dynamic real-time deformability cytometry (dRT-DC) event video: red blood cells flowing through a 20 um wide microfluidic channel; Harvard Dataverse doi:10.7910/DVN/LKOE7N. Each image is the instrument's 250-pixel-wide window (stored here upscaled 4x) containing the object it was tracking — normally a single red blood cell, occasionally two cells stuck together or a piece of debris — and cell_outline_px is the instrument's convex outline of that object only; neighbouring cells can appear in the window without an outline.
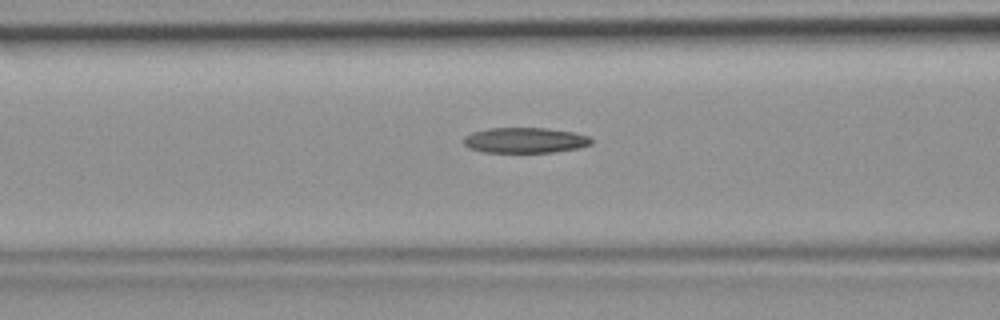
{"species": "common noctule bat (a hibernating species)", "species_latin": "Nyctalus noctula", "temperature_condition": "room temperature", "stored_images_in_passage": 40, "camera_frame_rate_fps": 3000, "um_per_image_px": 0.085, "animal": {"sex": "female", "body_mass_g": 19.9}, "frame": {"image": 1, "passage_image": 12, "time_ms": 3.667, "image_size_px": [1000, 320], "cell_outline_px": [[592, 144], [580, 148], [552, 152], [484, 152], [468, 148], [464, 144], [464, 136], [472, 132], [488, 128], [548, 128], [572, 132], [588, 136], [592, 140]], "centroid_in_image_um": [44.62, 11.92], "position_along_channel_um": 122.0, "area_um2": 18.96}}
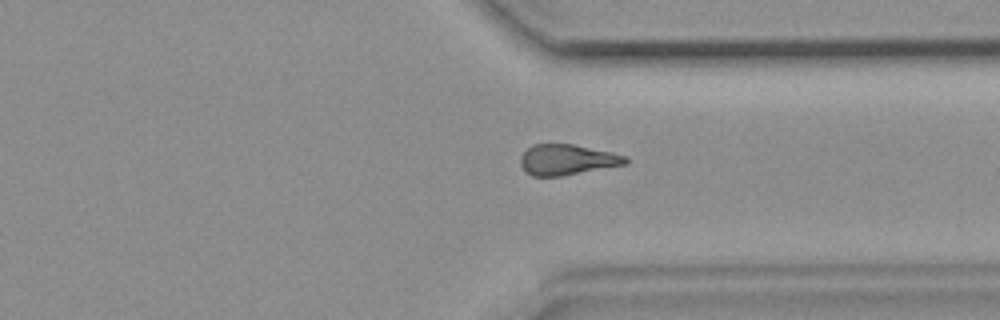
{"frame": {"image": 2, "passage_image": 29, "time_ms": 9.333, "image_size_px": [1000, 320], "cell_outline_px": [[628, 164], [560, 176], [532, 176], [524, 172], [520, 164], [520, 156], [532, 144], [572, 144], [612, 152], [628, 156]], "centroid_in_image_um": [48.2, 13.58], "position_along_channel_um": 363.2, "area_um2": 18.84}}
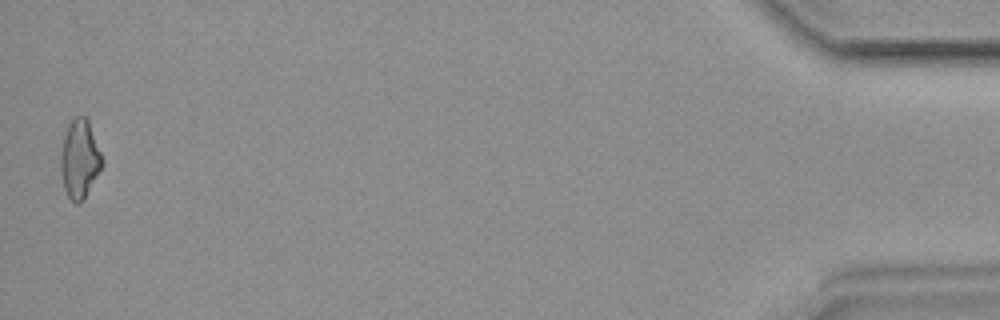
{"frame": {"image": 3, "passage_image": 40, "time_ms": 13.0, "image_size_px": [1000, 320], "cell_outline_px": [[104, 164], [84, 200], [80, 204], [76, 204], [68, 196], [64, 188], [60, 168], [60, 156], [64, 136], [68, 124], [76, 116], [84, 116], [88, 120], [104, 160]], "centroid_in_image_um": [6.78, 13.54], "position_along_channel_um": 428.4, "area_um2": 19.07}}